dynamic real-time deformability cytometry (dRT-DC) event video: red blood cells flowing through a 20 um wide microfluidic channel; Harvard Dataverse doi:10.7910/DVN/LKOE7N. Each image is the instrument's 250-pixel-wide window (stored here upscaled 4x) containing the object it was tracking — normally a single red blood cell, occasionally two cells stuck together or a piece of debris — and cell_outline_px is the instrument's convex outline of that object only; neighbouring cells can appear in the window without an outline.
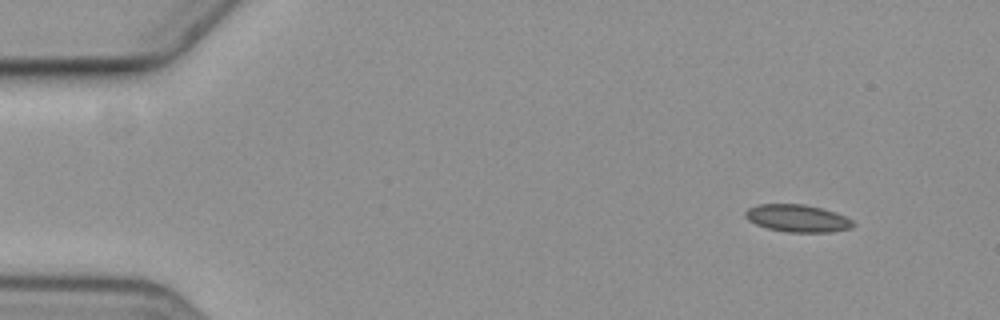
{"species": "common noctule bat (a hibernating species)", "species_latin": "Nyctalus noctula", "temperature_condition": "cold", "stored_images_in_passage": 57, "camera_frame_rate_fps": 3000, "um_per_image_px": 0.085, "animal": {"sex": "female", "body_mass_g": 19.3, "forearm_length_mm": 54.1}, "frame": {"image": 1, "passage_image": 5, "time_ms": 1.333, "image_size_px": [1000, 320], "cell_outline_px": [[856, 224], [852, 228], [832, 232], [788, 232], [768, 228], [756, 224], [748, 220], [744, 216], [744, 212], [748, 208], [760, 204], [804, 204], [836, 212], [852, 220]], "centroid_in_image_um": [67.8, 18.56], "position_along_channel_um": 17.2, "area_um2": 17.22}}
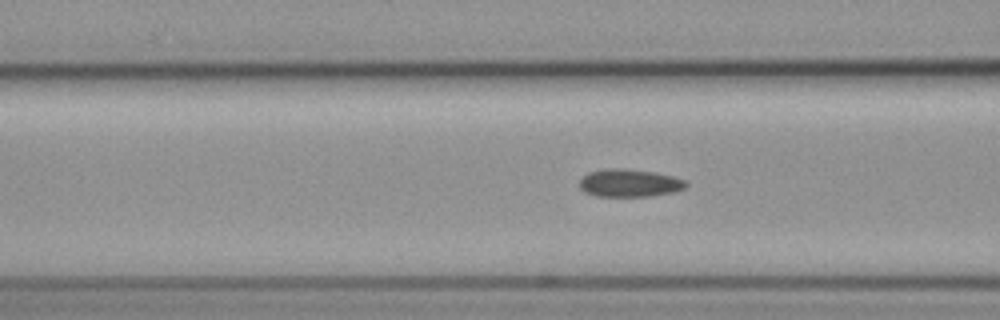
{"frame": {"image": 2, "passage_image": 22, "time_ms": 7.0, "image_size_px": [1000, 320], "cell_outline_px": [[688, 184], [684, 188], [672, 192], [648, 196], [596, 196], [584, 192], [580, 188], [580, 180], [588, 172], [604, 168], [624, 168], [652, 172], [672, 176], [684, 180]], "centroid_in_image_um": [53.46, 15.55], "position_along_channel_um": 113.1, "area_um2": 17.11}}
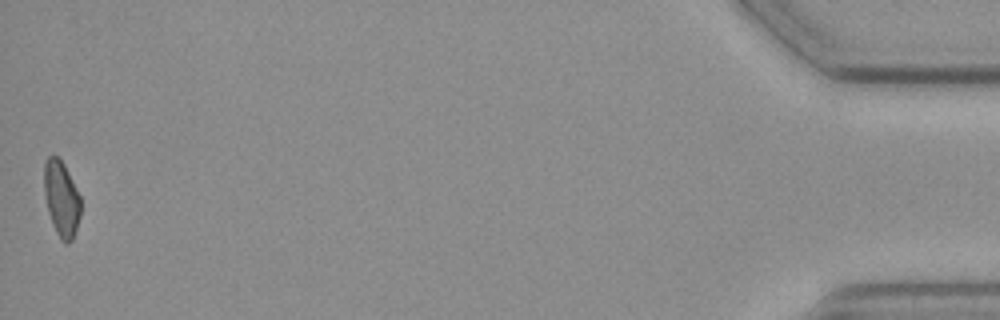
{"frame": {"image": 3, "passage_image": 57, "time_ms": 18.667, "image_size_px": [1000, 320], "cell_outline_px": [[80, 216], [72, 240], [68, 244], [64, 244], [60, 240], [52, 224], [48, 212], [44, 192], [44, 160], [48, 156], [56, 156], [64, 164], [80, 196]], "centroid_in_image_um": [5.2, 16.91], "position_along_channel_um": 430.0, "area_um2": 16.13}, "authors_computed_cell_mechanics": {"area_um2": 16.9932, "velocity_mm_per_s": 3.5825, "shape_relaxation_time_tau1_ms": null, "shape_relaxation_time_tau2_ms": 7.4981, "deformation_change_tau1": null, "deformation_change_tau2": 0.1243}}